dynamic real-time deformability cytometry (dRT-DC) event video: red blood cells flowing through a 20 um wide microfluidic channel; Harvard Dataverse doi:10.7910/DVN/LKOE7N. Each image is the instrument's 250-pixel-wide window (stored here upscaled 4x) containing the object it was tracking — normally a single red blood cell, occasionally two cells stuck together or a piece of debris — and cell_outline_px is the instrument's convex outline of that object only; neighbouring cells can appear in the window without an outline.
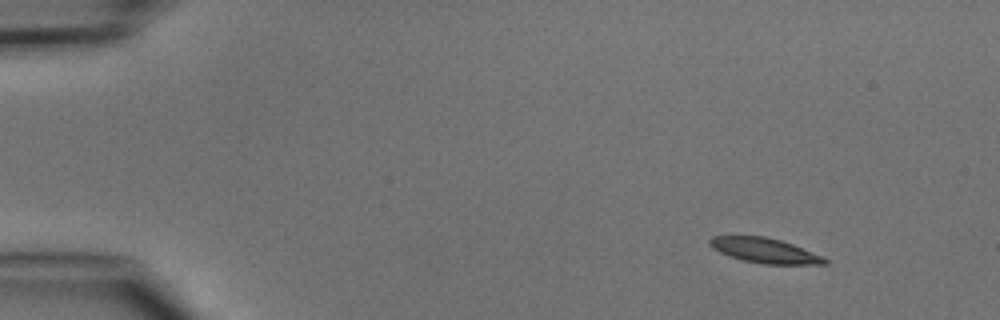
{"species": "common noctule bat (a hibernating species)", "species_latin": "Nyctalus noctula", "temperature_condition": "cold", "stored_images_in_passage": 4, "camera_frame_rate_fps": 3000, "um_per_image_px": 0.085, "animal": {"sex": "male", "body_mass_g": 15.6}, "frame": {"image": 1, "passage_image": 1, "time_ms": 0.0, "image_size_px": [1000, 320], "cell_outline_px": [[828, 264], [764, 264], [744, 260], [720, 252], [712, 248], [708, 244], [708, 240], [712, 236], [764, 236], [780, 240], [792, 244], [824, 256], [828, 260]], "centroid_in_image_um": [65.02, 21.29], "position_along_channel_um": 20.0, "area_um2": 16.59}}